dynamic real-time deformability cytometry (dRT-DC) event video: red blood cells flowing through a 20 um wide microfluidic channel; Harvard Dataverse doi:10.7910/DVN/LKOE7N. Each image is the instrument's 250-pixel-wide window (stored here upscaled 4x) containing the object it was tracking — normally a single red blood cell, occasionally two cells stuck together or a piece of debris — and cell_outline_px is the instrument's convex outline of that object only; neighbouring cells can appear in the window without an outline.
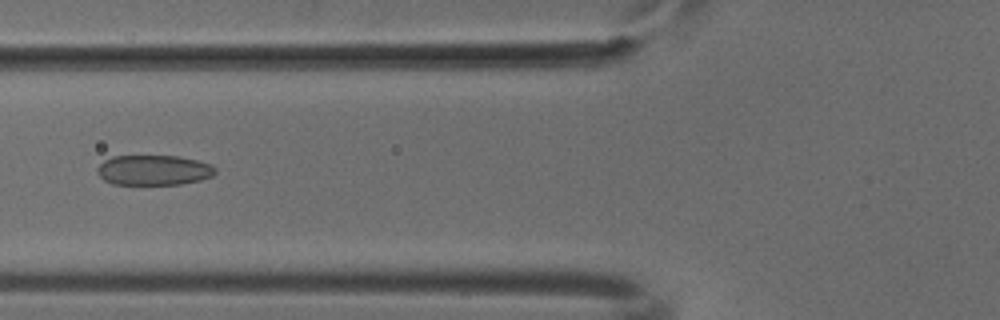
{"species": "common noctule bat (a hibernating species)", "species_latin": "Nyctalus noctula", "temperature_condition": "cold", "stored_images_in_passage": 51, "camera_frame_rate_fps": 3000, "um_per_image_px": 0.085, "animal": {"sex": "male", "body_mass_g": 18.8}, "frame": {"image": 1, "passage_image": 20, "time_ms": 6.333, "image_size_px": [1000, 320], "cell_outline_px": [[216, 172], [212, 176], [200, 180], [180, 184], [112, 184], [104, 180], [96, 172], [96, 168], [104, 160], [112, 156], [180, 156], [212, 164], [216, 168]], "centroid_in_image_um": [13.06, 14.45], "position_along_channel_um": 112.7, "area_um2": 20.81}}
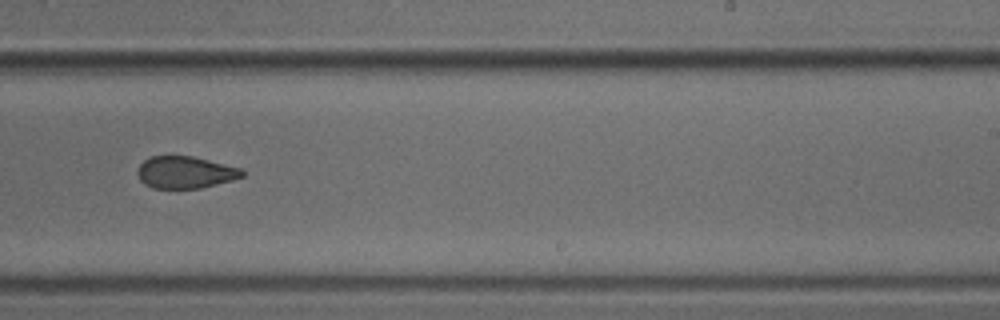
{"frame": {"image": 2, "passage_image": 32, "time_ms": 10.333, "image_size_px": [1000, 320], "cell_outline_px": [[244, 176], [232, 180], [200, 188], [152, 188], [144, 184], [140, 180], [136, 172], [140, 164], [144, 160], [152, 156], [192, 156], [244, 168]], "centroid_in_image_um": [15.76, 14.64], "position_along_channel_um": 273.2, "area_um2": 19.65}}
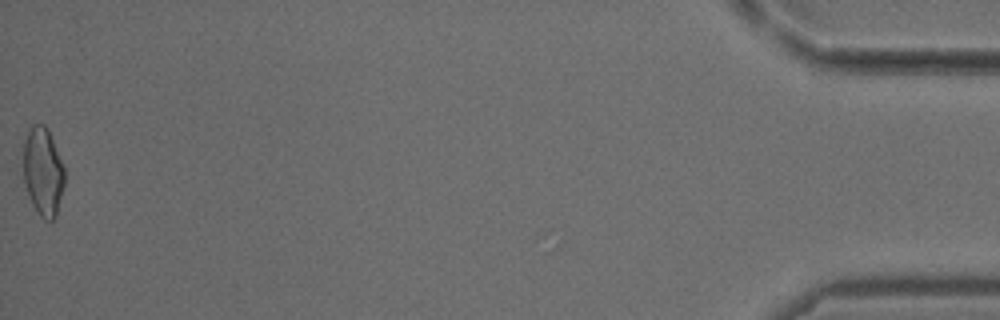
{"frame": {"image": 3, "passage_image": 51, "time_ms": 16.667, "image_size_px": [1000, 320], "cell_outline_px": [[64, 184], [56, 216], [52, 220], [44, 220], [40, 216], [32, 204], [24, 180], [20, 144], [32, 124], [44, 124], [48, 128], [64, 168]], "centroid_in_image_um": [3.61, 14.52], "position_along_channel_um": 431.6, "area_um2": 21.68}}